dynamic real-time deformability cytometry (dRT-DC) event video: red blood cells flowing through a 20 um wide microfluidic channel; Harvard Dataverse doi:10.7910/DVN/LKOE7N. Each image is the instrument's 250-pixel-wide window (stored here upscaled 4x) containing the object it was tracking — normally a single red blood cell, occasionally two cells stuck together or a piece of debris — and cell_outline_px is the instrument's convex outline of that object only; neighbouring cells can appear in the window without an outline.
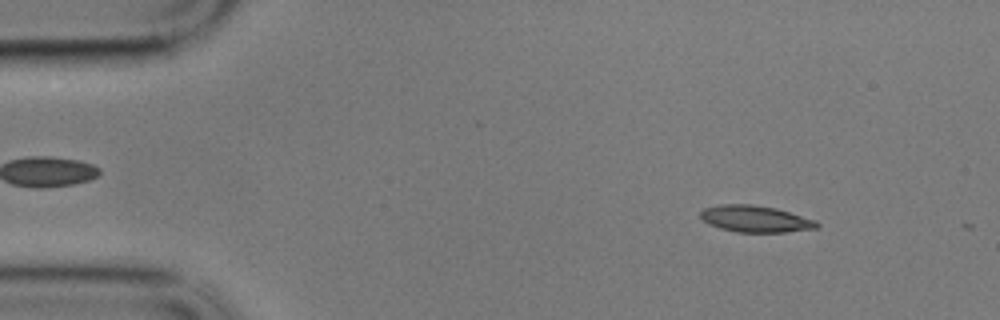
{"species": "common noctule bat (a hibernating species)", "species_latin": "Nyctalus noctula", "temperature_condition": "cold", "stored_images_in_passage": 54, "camera_frame_rate_fps": 3000, "um_per_image_px": 0.085, "animal": {"sex": "male", "body_mass_g": 17.9}, "frame": {"image": 1, "passage_image": 6, "time_ms": 1.667, "image_size_px": [1000, 320], "cell_outline_px": [[820, 228], [784, 232], [736, 232], [720, 228], [708, 224], [700, 216], [700, 212], [704, 208], [720, 204], [752, 204], [776, 208], [816, 220], [820, 224]], "centroid_in_image_um": [64.22, 18.6], "position_along_channel_um": 20.8, "area_um2": 18.15}}
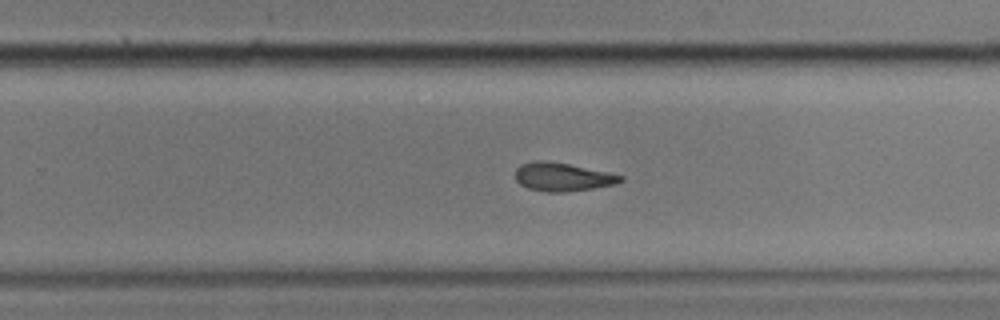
{"frame": {"image": 2, "passage_image": 36, "time_ms": 11.667, "image_size_px": [1000, 320], "cell_outline_px": [[624, 180], [612, 184], [592, 188], [564, 192], [548, 192], [528, 188], [520, 184], [516, 180], [516, 168], [520, 164], [536, 160], [548, 160], [608, 172], [624, 176]], "centroid_in_image_um": [47.78, 15.02], "position_along_channel_um": 282.0, "area_um2": 17.28}}
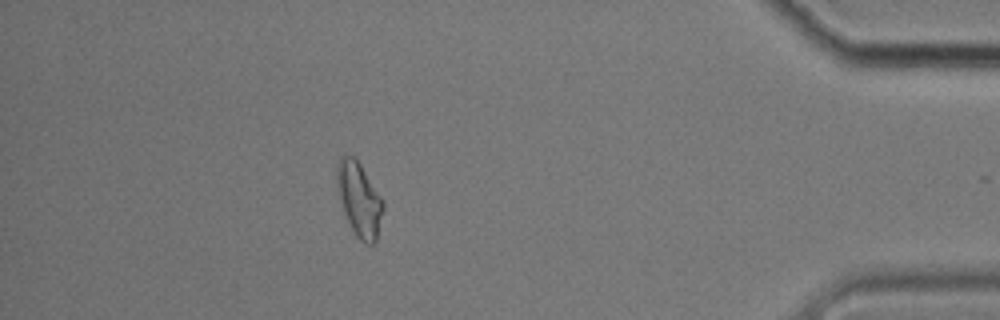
{"frame": {"image": 3, "passage_image": 51, "time_ms": 16.667, "image_size_px": [1000, 320], "cell_outline_px": [[384, 208], [376, 240], [372, 244], [364, 244], [356, 236], [344, 216], [336, 184], [336, 164], [340, 156], [344, 152], [352, 156], [360, 164], [384, 200]], "centroid_in_image_um": [30.51, 16.92], "position_along_channel_um": 404.7, "area_um2": 20.29}, "authors_computed_cell_mechanics": {"area_um2": 18.1492, "velocity_mm_per_s": 3.3823, "shape_relaxation_time_tau1_ms": 4.0399, "shape_relaxation_time_tau2_ms": 2.7505, "deformation_change_tau1": 0.1341, "deformation_change_tau2": 0.0841}}